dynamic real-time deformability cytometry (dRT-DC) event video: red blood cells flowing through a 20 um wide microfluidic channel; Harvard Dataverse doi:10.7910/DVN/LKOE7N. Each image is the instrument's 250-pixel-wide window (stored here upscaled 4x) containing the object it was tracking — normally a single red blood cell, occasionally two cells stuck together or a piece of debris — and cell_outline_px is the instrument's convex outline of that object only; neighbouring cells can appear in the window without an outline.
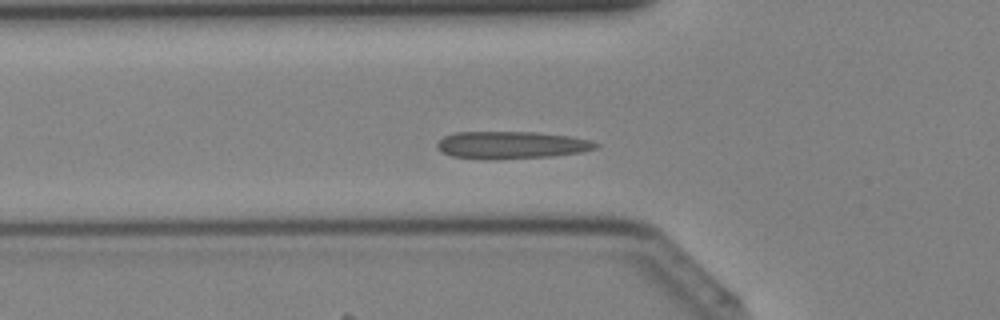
{"species": "Egyptian fruit bat (a non-hibernating species)", "species_latin": "Rousettus aegyptiacus", "temperature_condition": "cold", "stored_images_in_passage": 30, "camera_frame_rate_fps": 3000, "um_per_image_px": 0.085, "animal": {"sex": "female"}, "frame": {"image": 1, "passage_image": 2, "time_ms": 0.333, "image_size_px": [1000, 320], "cell_outline_px": [[600, 144], [596, 148], [580, 152], [552, 156], [484, 160], [452, 156], [440, 152], [436, 148], [436, 144], [444, 136], [456, 132], [536, 132], [568, 136], [588, 140]], "centroid_in_image_um": [43.4, 12.33], "position_along_channel_um": 82.4, "area_um2": 25.32}}
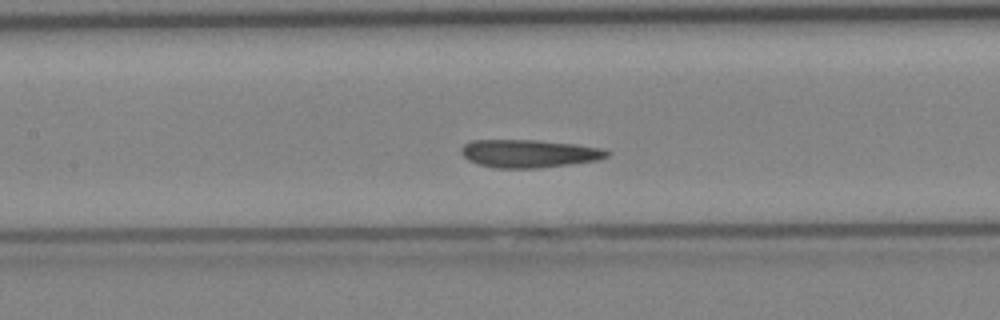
{"frame": {"image": 2, "passage_image": 7, "time_ms": 2.0, "image_size_px": [1000, 320], "cell_outline_px": [[612, 152], [608, 156], [596, 160], [540, 168], [492, 168], [468, 160], [460, 152], [460, 148], [464, 144], [472, 140], [536, 140], [576, 144], [604, 148]], "centroid_in_image_um": [44.97, 13.04], "position_along_channel_um": 162.4, "area_um2": 23.81}}
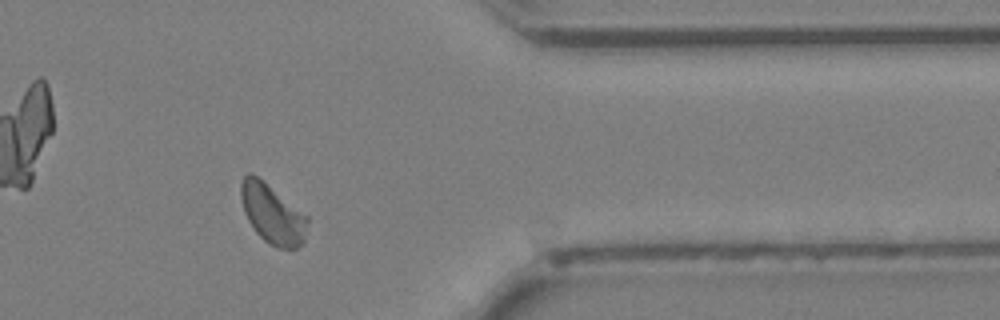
{"frame": {"image": 3, "passage_image": 22, "time_ms": 7.0, "image_size_px": [1000, 320], "cell_outline_px": [[308, 220], [304, 244], [296, 248], [276, 248], [268, 244], [256, 232], [248, 220], [244, 212], [240, 196], [240, 184], [244, 176], [248, 172], [252, 172], [308, 216]], "centroid_in_image_um": [23.15, 18.19], "position_along_channel_um": 388.3, "area_um2": 23.12}}